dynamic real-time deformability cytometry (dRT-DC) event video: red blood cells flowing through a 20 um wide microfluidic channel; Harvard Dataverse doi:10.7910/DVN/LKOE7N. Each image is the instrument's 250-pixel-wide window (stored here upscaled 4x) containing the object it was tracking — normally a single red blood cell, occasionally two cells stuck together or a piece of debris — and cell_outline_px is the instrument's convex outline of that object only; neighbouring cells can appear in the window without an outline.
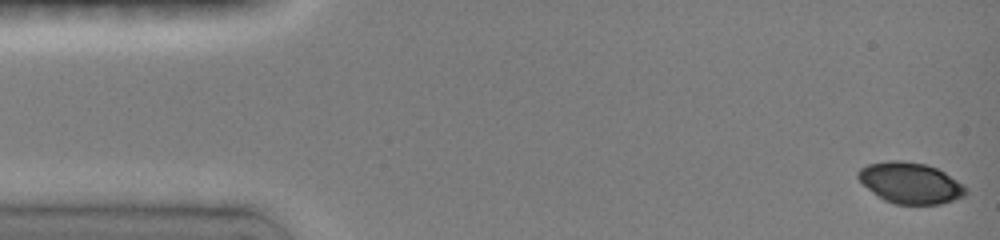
{"species": "common noctule bat (a hibernating species)", "species_latin": "Nyctalus noctula", "temperature_condition": "room temperature", "stored_images_in_passage": 39, "camera_frame_rate_fps": 3000, "um_per_image_px": 0.085, "animal": {"sex": "female", "body_mass_g": 19.0, "forearm_length_mm": 51.5}, "frame": {"image": 1, "passage_image": 1, "time_ms": 0.0, "image_size_px": [1000, 240], "cell_outline_px": [[968, 192], [964, 196], [940, 204], [896, 204], [884, 200], [876, 196], [856, 176], [856, 172], [860, 168], [868, 164], [892, 160], [896, 160], [924, 164], [936, 168], [944, 172], [964, 184], [968, 188]], "centroid_in_image_um": [77.38, 15.56], "position_along_channel_um": 7.6, "area_um2": 25.66}}
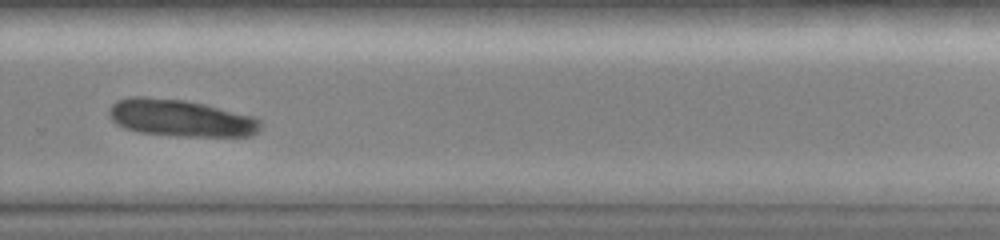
{"frame": {"image": 2, "passage_image": 27, "time_ms": 10.667, "image_size_px": [1000, 240], "cell_outline_px": [[264, 124], [252, 136], [180, 136], [140, 132], [124, 128], [116, 124], [112, 120], [108, 112], [108, 108], [116, 100], [128, 96], [144, 96], [184, 100], [204, 104], [252, 116], [260, 120]], "centroid_in_image_um": [15.32, 10.02], "position_along_channel_um": 314.5, "area_um2": 32.77}}
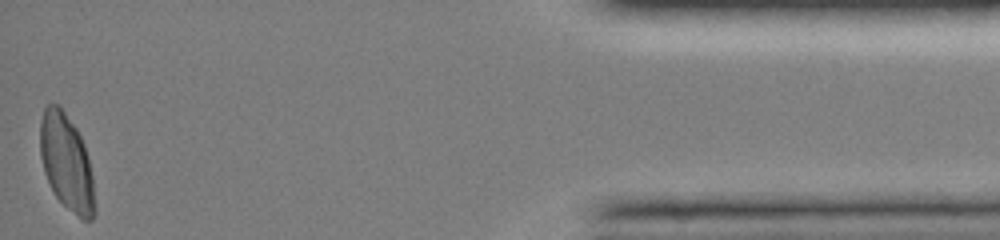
{"frame": {"image": 3, "passage_image": 39, "time_ms": 15.333, "image_size_px": [1000, 240], "cell_outline_px": [[96, 212], [92, 220], [84, 220], [68, 208], [56, 196], [44, 172], [40, 156], [40, 120], [44, 108], [48, 104], [60, 104], [76, 128], [84, 144], [88, 156], [92, 176], [96, 208]], "centroid_in_image_um": [5.66, 13.78], "position_along_channel_um": 429.5, "area_um2": 30.58}}